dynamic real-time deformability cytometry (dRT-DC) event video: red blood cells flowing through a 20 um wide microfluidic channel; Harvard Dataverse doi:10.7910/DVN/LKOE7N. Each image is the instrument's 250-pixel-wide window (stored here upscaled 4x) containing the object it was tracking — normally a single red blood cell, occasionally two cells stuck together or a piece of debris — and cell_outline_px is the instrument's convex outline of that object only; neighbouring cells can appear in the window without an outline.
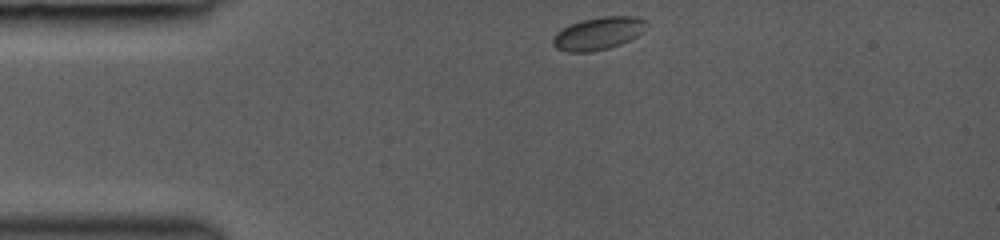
{"species": "common noctule bat (a hibernating species)", "species_latin": "Nyctalus noctula", "temperature_condition": "room temperature", "stored_images_in_passage": 14, "camera_frame_rate_fps": 3000, "um_per_image_px": 0.085, "animal": {"sex": "female", "body_mass_g": 19.0, "forearm_length_mm": 53.3}, "frame": {"image": 1, "passage_image": 1, "time_ms": 0.0, "image_size_px": [1000, 240], "cell_outline_px": [[648, 24], [644, 32], [620, 44], [608, 48], [592, 52], [568, 52], [556, 48], [552, 44], [552, 40], [556, 32], [580, 20], [600, 16], [636, 16], [648, 20]], "centroid_in_image_um": [50.88, 2.83], "position_along_channel_um": 34.1, "area_um2": 17.98}}
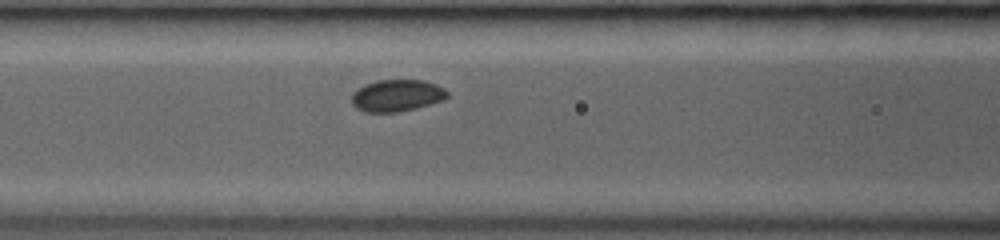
{"frame": {"image": 2, "passage_image": 9, "time_ms": 2.667, "image_size_px": [1000, 240], "cell_outline_px": [[448, 96], [444, 100], [416, 108], [396, 112], [364, 112], [356, 108], [352, 104], [352, 92], [364, 84], [376, 80], [424, 80], [436, 84], [444, 88], [448, 92]], "centroid_in_image_um": [33.72, 8.11], "position_along_channel_um": 132.9, "area_um2": 17.92}}
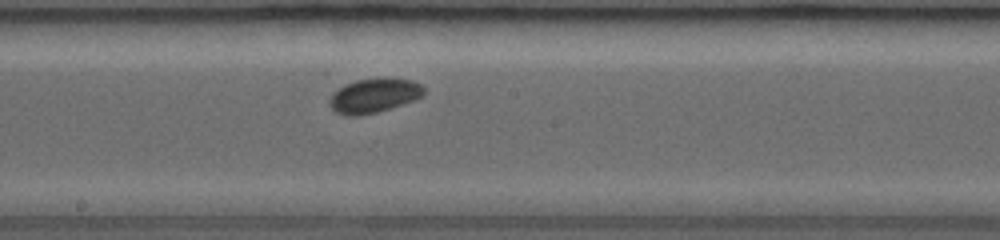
{"frame": {"image": 3, "passage_image": 14, "time_ms": 4.333, "image_size_px": [1000, 240], "cell_outline_px": [[424, 96], [416, 100], [376, 112], [360, 116], [348, 116], [336, 112], [328, 104], [328, 100], [332, 92], [344, 84], [356, 80], [384, 76], [412, 80], [420, 84], [424, 88]], "centroid_in_image_um": [31.78, 8.1], "position_along_channel_um": 216.4, "area_um2": 19.36}}